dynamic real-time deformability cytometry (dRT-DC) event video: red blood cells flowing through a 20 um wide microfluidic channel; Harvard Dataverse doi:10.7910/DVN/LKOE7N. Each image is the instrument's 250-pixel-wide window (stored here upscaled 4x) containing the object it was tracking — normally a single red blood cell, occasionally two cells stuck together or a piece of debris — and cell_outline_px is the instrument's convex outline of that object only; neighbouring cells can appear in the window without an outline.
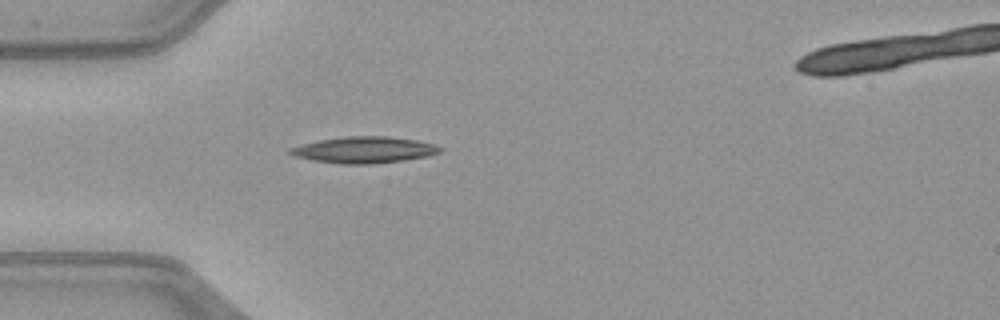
{"species": "common noctule bat (a hibernating species)", "species_latin": "Nyctalus noctula", "temperature_condition": "warm", "stored_images_in_passage": 34, "camera_frame_rate_fps": 3000, "um_per_image_px": 0.085, "animal": {"sex": "female", "body_mass_g": 21.9}, "frame": {"image": 1, "passage_image": 1, "time_ms": 0.0, "image_size_px": [1000, 320], "cell_outline_px": [[444, 148], [440, 152], [428, 156], [404, 160], [368, 164], [340, 164], [312, 160], [296, 156], [288, 152], [288, 148], [300, 144], [316, 140], [344, 136], [388, 136], [416, 140], [436, 144]], "centroid_in_image_um": [30.95, 12.73], "position_along_channel_um": 54.1, "area_um2": 23.24}}
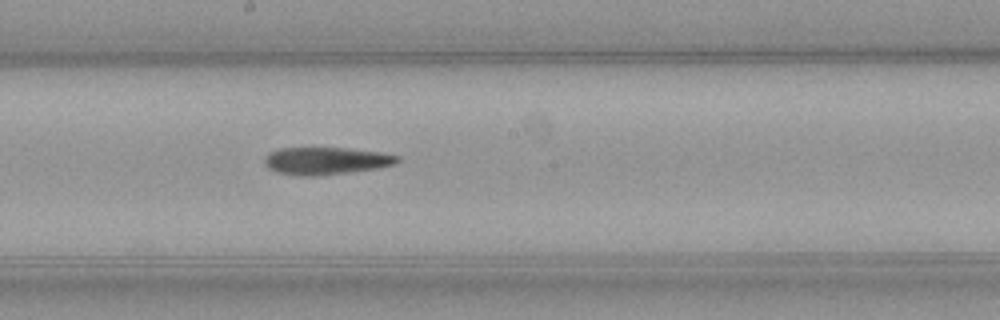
{"frame": {"image": 2, "passage_image": 14, "time_ms": 4.333, "image_size_px": [1000, 320], "cell_outline_px": [[400, 160], [396, 164], [376, 168], [348, 172], [316, 176], [296, 176], [276, 172], [268, 168], [264, 164], [264, 160], [268, 152], [280, 148], [344, 148], [380, 152], [400, 156]], "centroid_in_image_um": [27.67, 13.67], "position_along_channel_um": 220.5, "area_um2": 21.27}}
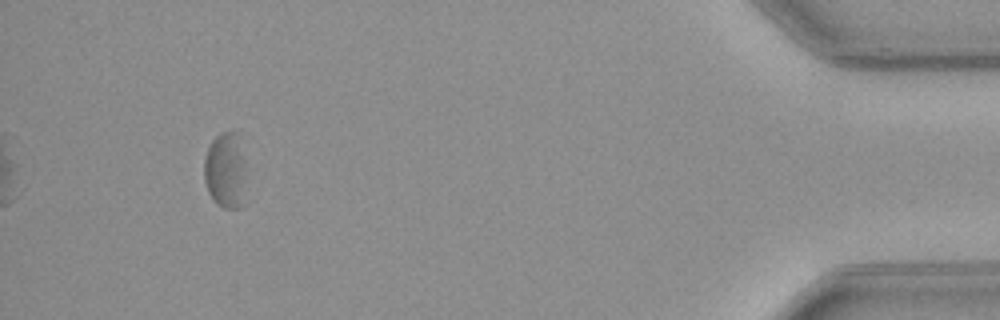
{"frame": {"image": 3, "passage_image": 34, "time_ms": 11.0, "image_size_px": [1000, 320], "cell_outline_px": [[244, 204], [240, 208], [224, 208], [216, 204], [208, 192], [204, 180], [204, 156], [212, 140], [220, 132], [236, 128], [244, 160]], "centroid_in_image_um": [19.15, 14.47], "position_along_channel_um": 416.0, "area_um2": 18.96}, "authors_computed_cell_mechanics": {"area_um2": 21.5016, "velocity_mm_per_s": 3.9862, "shape_relaxation_time_tau1_ms": null, "shape_relaxation_time_tau2_ms": 5.0619, "deformation_change_tau1": null, "deformation_change_tau2": 0.1372}}